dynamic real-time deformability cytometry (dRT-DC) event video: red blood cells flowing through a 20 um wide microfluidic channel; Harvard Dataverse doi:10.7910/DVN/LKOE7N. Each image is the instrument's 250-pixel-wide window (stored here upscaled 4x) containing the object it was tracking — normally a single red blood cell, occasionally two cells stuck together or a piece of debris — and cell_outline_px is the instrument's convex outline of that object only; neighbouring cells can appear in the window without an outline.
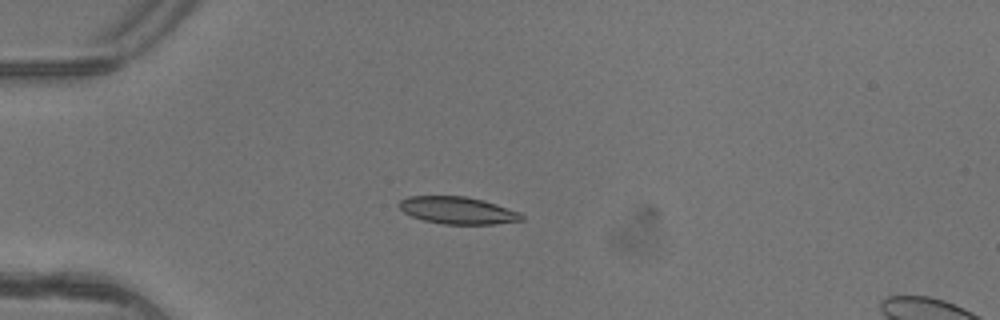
{"species": "common noctule bat (a hibernating species)", "species_latin": "Nyctalus noctula", "temperature_condition": "warm", "stored_images_in_passage": 5, "camera_frame_rate_fps": 3000, "um_per_image_px": 0.085, "animal": {"sex": "female"}, "frame": {"image": 1, "passage_image": 4, "time_ms": 1.0, "image_size_px": [1000, 320], "cell_outline_px": [[524, 220], [492, 224], [444, 224], [424, 220], [412, 216], [404, 212], [396, 204], [400, 200], [408, 196], [464, 196], [484, 200], [520, 212], [524, 216]], "centroid_in_image_um": [38.9, 17.87], "position_along_channel_um": 46.1, "area_um2": 19.42}}